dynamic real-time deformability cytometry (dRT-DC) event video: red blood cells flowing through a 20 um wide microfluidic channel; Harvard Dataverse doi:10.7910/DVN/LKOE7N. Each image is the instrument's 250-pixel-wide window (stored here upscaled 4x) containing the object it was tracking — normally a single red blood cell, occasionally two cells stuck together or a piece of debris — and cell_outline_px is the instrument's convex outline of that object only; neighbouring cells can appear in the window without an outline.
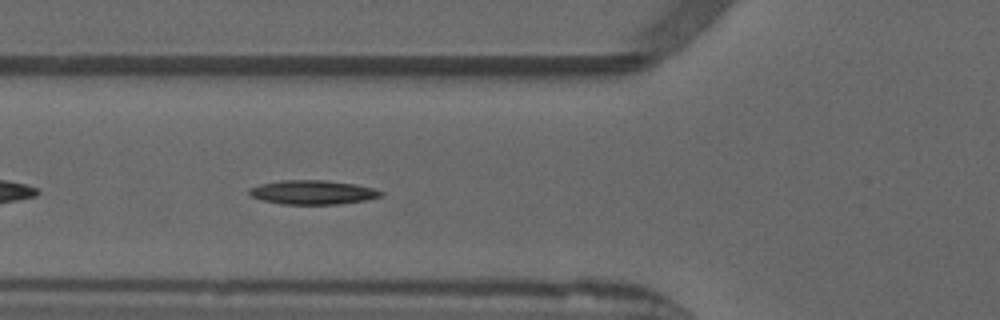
{"species": "common noctule bat (a hibernating species)", "species_latin": "Nyctalus noctula", "temperature_condition": "warm", "stored_images_in_passage": 17, "camera_frame_rate_fps": 3000, "um_per_image_px": 0.085, "animal": {"sex": "male", "forearm_length_mm": 52.5}, "frame": {"image": 1, "passage_image": 5, "time_ms": 1.333, "image_size_px": [1000, 320], "cell_outline_px": [[384, 192], [380, 196], [364, 200], [336, 204], [280, 204], [264, 200], [252, 196], [248, 192], [248, 188], [260, 184], [280, 180], [328, 180], [356, 184], [372, 188]], "centroid_in_image_um": [26.55, 16.33], "position_along_channel_um": 99.3, "area_um2": 18.38}}